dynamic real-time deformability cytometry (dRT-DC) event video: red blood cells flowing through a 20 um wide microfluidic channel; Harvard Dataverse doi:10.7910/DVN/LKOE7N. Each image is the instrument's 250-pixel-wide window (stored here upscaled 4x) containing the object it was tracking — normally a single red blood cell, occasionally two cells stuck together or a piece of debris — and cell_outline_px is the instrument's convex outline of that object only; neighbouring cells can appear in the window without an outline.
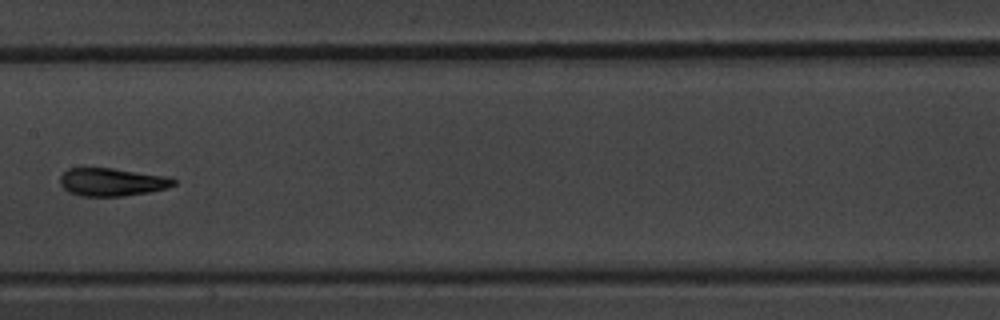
{"species": "common noctule bat (a hibernating species)", "species_latin": "Nyctalus noctula", "temperature_condition": "warm", "stored_images_in_passage": 9, "camera_frame_rate_fps": 3000, "um_per_image_px": 0.085, "animal": {"sex": "male", "body_mass_g": 20.1, "forearm_length_mm": 53.5}, "frame": {"image": 1, "passage_image": 6, "time_ms": 6.0, "image_size_px": [1000, 320], "cell_outline_px": [[176, 184], [168, 188], [148, 192], [124, 196], [80, 196], [68, 192], [60, 184], [60, 176], [68, 168], [112, 168], [168, 176], [176, 180]], "centroid_in_image_um": [9.52, 15.47], "position_along_channel_um": 197.9, "area_um2": 18.61}}
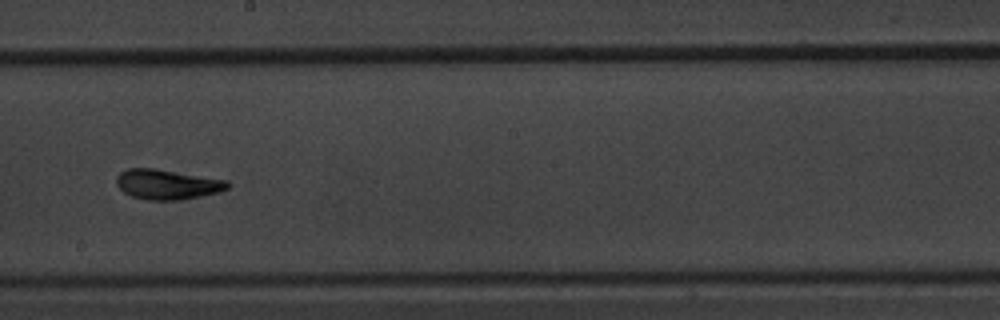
{"frame": {"image": 2, "passage_image": 7, "time_ms": 7.0, "image_size_px": [1000, 320], "cell_outline_px": [[232, 184], [228, 188], [220, 192], [180, 200], [148, 200], [132, 196], [124, 192], [116, 184], [116, 176], [120, 172], [128, 168], [156, 168], [228, 180]], "centroid_in_image_um": [14.24, 15.66], "position_along_channel_um": 234.0, "area_um2": 19.59}}
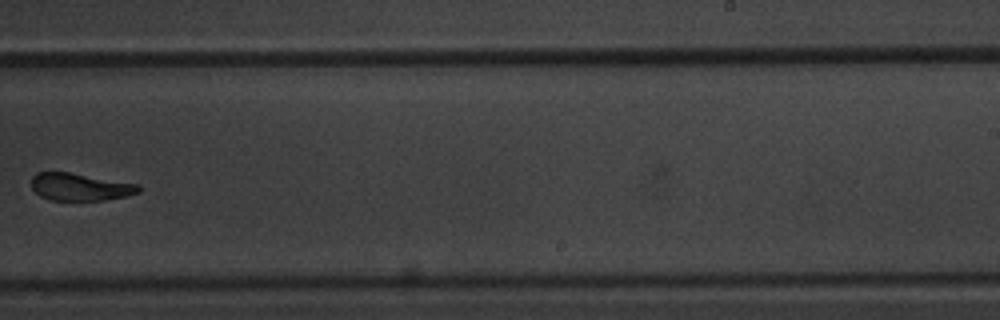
{"frame": {"image": 3, "passage_image": 8, "time_ms": 8.333, "image_size_px": [1000, 320], "cell_outline_px": [[140, 192], [128, 196], [104, 200], [48, 200], [40, 196], [32, 188], [32, 176], [36, 172], [68, 172], [140, 184]], "centroid_in_image_um": [6.82, 15.89], "position_along_channel_um": 282.2, "area_um2": 17.22}}